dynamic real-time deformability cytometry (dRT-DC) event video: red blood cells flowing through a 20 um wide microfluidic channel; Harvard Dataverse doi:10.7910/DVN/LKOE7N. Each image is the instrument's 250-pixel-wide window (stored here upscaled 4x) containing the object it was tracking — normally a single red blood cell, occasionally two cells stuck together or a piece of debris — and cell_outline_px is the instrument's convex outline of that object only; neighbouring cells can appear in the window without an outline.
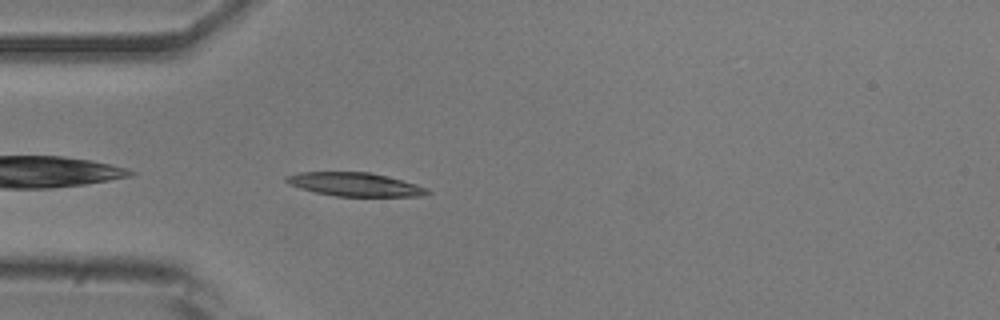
{"species": "common noctule bat (a hibernating species)", "species_latin": "Nyctalus noctula", "temperature_condition": "room temperature", "stored_images_in_passage": 31, "camera_frame_rate_fps": 3000, "um_per_image_px": 0.085, "animal": {"sex": "male", "body_mass_g": 20.5, "forearm_length_mm": 52.5}, "frame": {"image": 1, "passage_image": 2, "time_ms": 0.333, "image_size_px": [1000, 320], "cell_outline_px": [[432, 192], [420, 196], [336, 196], [316, 192], [300, 188], [288, 184], [284, 180], [284, 176], [300, 172], [372, 172], [416, 184], [428, 188]], "centroid_in_image_um": [30.15, 15.67], "position_along_channel_um": 54.9, "area_um2": 19.36}}
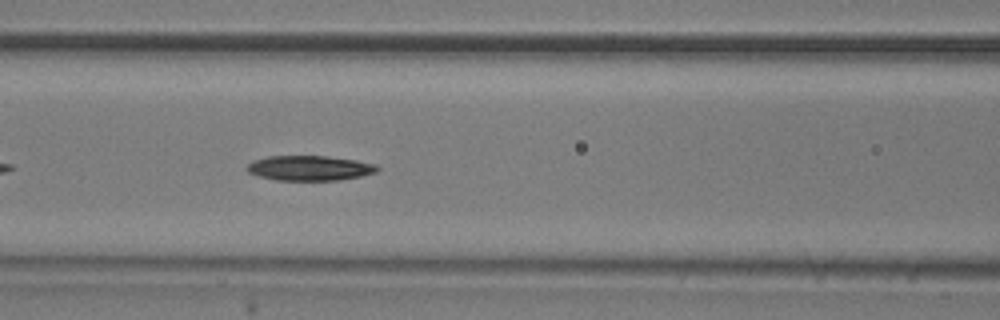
{"frame": {"image": 2, "passage_image": 9, "time_ms": 2.667, "image_size_px": [1000, 320], "cell_outline_px": [[380, 168], [376, 172], [360, 176], [336, 180], [276, 180], [260, 176], [248, 172], [244, 168], [252, 160], [268, 156], [324, 156], [356, 160], [376, 164]], "centroid_in_image_um": [26.29, 14.28], "position_along_channel_um": 140.3, "area_um2": 18.9}}
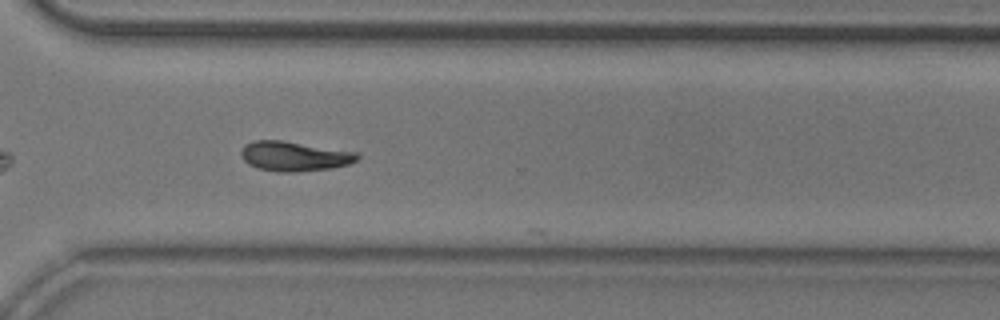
{"frame": {"image": 3, "passage_image": 25, "time_ms": 8.0, "image_size_px": [1000, 320], "cell_outline_px": [[360, 156], [356, 160], [348, 164], [332, 168], [292, 172], [280, 172], [256, 168], [248, 164], [244, 160], [240, 152], [244, 144], [252, 140], [280, 140], [360, 152]], "centroid_in_image_um": [25.01, 13.27], "position_along_channel_um": 345.6, "area_um2": 20.23}}